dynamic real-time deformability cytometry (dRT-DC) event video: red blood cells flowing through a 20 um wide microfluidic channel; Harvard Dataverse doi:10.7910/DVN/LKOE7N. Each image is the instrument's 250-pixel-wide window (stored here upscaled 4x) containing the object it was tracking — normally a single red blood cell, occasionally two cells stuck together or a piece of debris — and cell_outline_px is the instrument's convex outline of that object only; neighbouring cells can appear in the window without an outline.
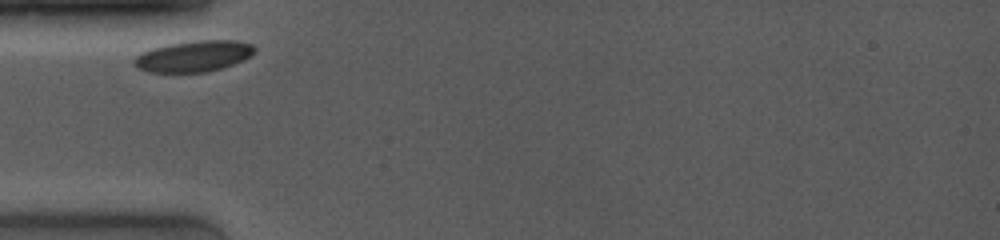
{"species": "common noctule bat (a hibernating species)", "species_latin": "Nyctalus noctula", "temperature_condition": "room temperature", "stored_images_in_passage": 59, "camera_frame_rate_fps": 4000, "um_per_image_px": 0.085, "animal": {"sex": "female", "body_mass_g": 19.0, "forearm_length_mm": 53.3}, "frame": {"image": 1, "passage_image": 1, "time_ms": 0.0, "image_size_px": [1000, 240], "cell_outline_px": [[256, 52], [244, 60], [208, 72], [148, 72], [136, 68], [132, 64], [132, 60], [136, 56], [152, 48], [168, 44], [196, 40], [232, 40], [252, 44], [256, 48]], "centroid_in_image_um": [16.45, 4.78], "position_along_channel_um": 68.6, "area_um2": 21.91}}
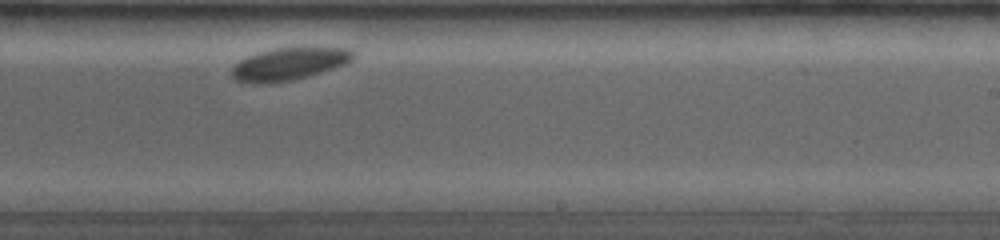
{"frame": {"image": 2, "passage_image": 39, "time_ms": 5.5, "image_size_px": [1000, 240], "cell_outline_px": [[356, 56], [352, 60], [344, 64], [320, 72], [292, 80], [268, 84], [252, 84], [236, 80], [232, 76], [232, 68], [240, 60], [248, 56], [260, 52], [276, 48], [348, 48], [356, 52]], "centroid_in_image_um": [24.56, 5.44], "position_along_channel_um": 264.4, "area_um2": 22.72}}
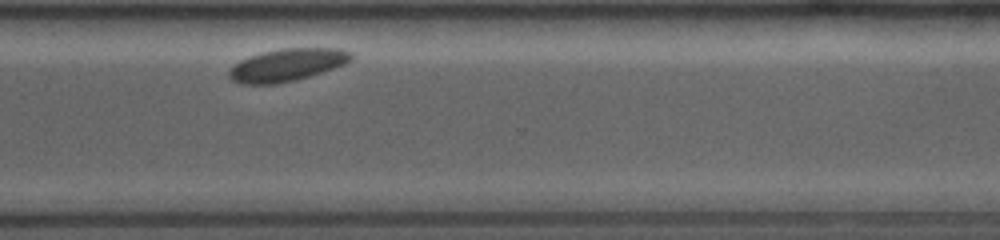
{"frame": {"image": 3, "passage_image": 58, "time_ms": 7.75, "image_size_px": [1000, 240], "cell_outline_px": [[352, 60], [344, 64], [296, 80], [276, 84], [244, 84], [232, 80], [228, 76], [228, 72], [240, 60], [264, 52], [284, 48], [340, 48], [352, 52]], "centroid_in_image_um": [24.42, 5.52], "position_along_channel_um": 346.2, "area_um2": 22.77}}